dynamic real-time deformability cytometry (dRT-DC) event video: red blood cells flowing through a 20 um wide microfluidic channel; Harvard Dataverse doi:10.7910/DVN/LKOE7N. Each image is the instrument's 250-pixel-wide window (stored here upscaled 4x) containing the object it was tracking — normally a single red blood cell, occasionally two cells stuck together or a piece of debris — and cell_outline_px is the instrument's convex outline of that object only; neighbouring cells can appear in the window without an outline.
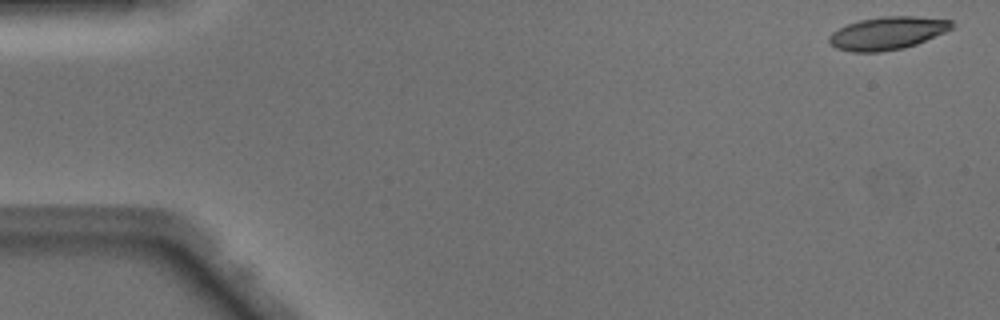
{"species": "Egyptian fruit bat (a non-hibernating species)", "species_latin": "Rousettus aegyptiacus", "temperature_condition": "warm", "stored_images_in_passage": 49, "camera_frame_rate_fps": 3000, "um_per_image_px": 0.085, "animal": {"sex": "male"}, "frame": {"image": 1, "passage_image": 2, "time_ms": 0.333, "image_size_px": [1000, 320], "cell_outline_px": [[956, 24], [952, 28], [944, 32], [916, 44], [904, 48], [880, 52], [852, 52], [836, 48], [828, 40], [828, 36], [832, 32], [848, 24], [860, 20], [884, 16], [912, 16], [952, 20]], "centroid_in_image_um": [75.43, 2.82], "position_along_channel_um": 9.6, "area_um2": 23.35}}
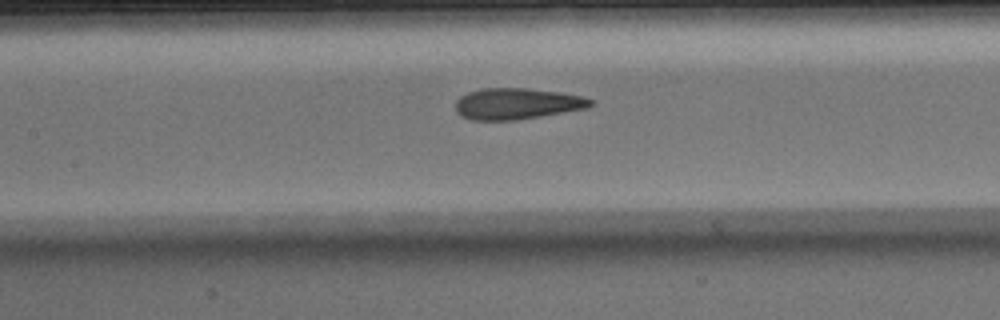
{"frame": {"image": 2, "passage_image": 23, "time_ms": 7.333, "image_size_px": [1000, 320], "cell_outline_px": [[592, 104], [588, 108], [516, 120], [472, 120], [460, 116], [456, 112], [456, 100], [460, 96], [468, 92], [480, 88], [528, 88], [584, 96], [592, 100]], "centroid_in_image_um": [43.9, 8.81], "position_along_channel_um": 163.5, "area_um2": 24.57}}
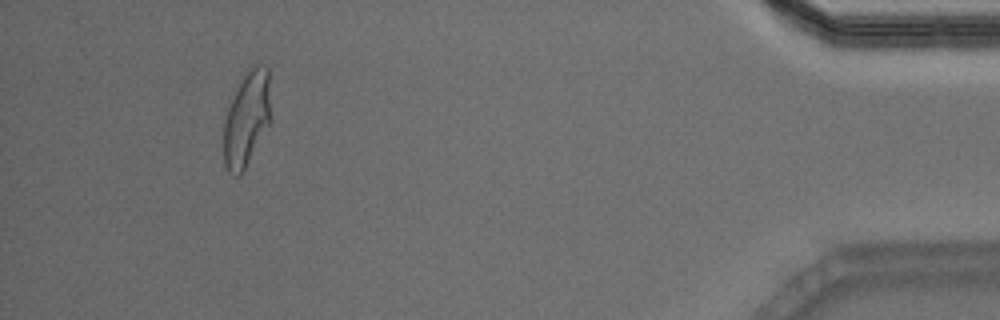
{"frame": {"image": 3, "passage_image": 46, "time_ms": 15.0, "image_size_px": [1000, 320], "cell_outline_px": [[272, 120], [244, 172], [240, 176], [232, 176], [228, 172], [224, 164], [224, 120], [228, 108], [240, 76], [256, 64], [268, 68]], "centroid_in_image_um": [20.98, 10.13], "position_along_channel_um": 414.2, "area_um2": 26.82}, "authors_computed_cell_mechanics": {"area_um2": 24.854, "velocity_mm_per_s": 4.116, "shape_relaxation_time_tau1_ms": 5.9753, "shape_relaxation_time_tau2_ms": 0.891, "deformation_change_tau1": 0.2291, "deformation_change_tau2": 0.0788}}